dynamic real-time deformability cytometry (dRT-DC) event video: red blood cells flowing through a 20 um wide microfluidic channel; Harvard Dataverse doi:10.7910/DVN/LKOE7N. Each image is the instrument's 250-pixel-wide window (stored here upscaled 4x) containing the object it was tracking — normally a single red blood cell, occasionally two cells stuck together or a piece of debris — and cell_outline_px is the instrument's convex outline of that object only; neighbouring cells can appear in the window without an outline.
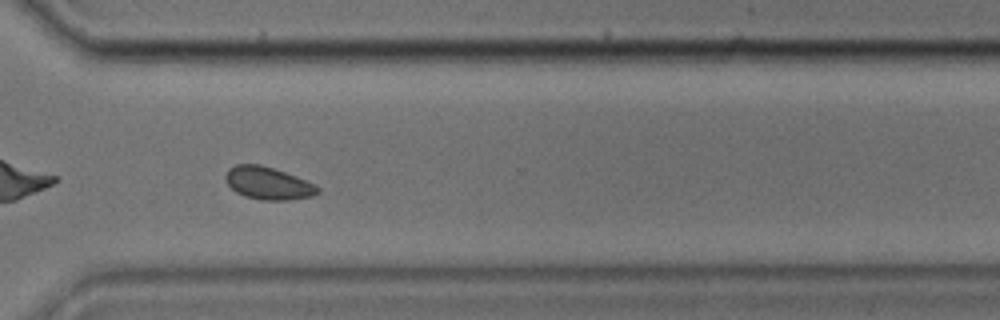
{"species": "common noctule bat (a hibernating species)", "species_latin": "Nyctalus noctula", "temperature_condition": "cold", "stored_images_in_passage": 46, "camera_frame_rate_fps": 3000, "um_per_image_px": 0.085, "animal": {"sex": "male", "body_mass_g": 17.9, "forearm_length_mm": 54.2}, "frame": {"image": 1, "passage_image": 33, "time_ms": 10.667, "image_size_px": [1000, 320], "cell_outline_px": [[320, 192], [312, 196], [288, 200], [264, 200], [244, 196], [236, 192], [228, 184], [224, 176], [228, 168], [236, 164], [260, 164], [284, 172], [316, 184], [320, 188]], "centroid_in_image_um": [22.78, 15.57], "position_along_channel_um": 347.8, "area_um2": 17.46}}